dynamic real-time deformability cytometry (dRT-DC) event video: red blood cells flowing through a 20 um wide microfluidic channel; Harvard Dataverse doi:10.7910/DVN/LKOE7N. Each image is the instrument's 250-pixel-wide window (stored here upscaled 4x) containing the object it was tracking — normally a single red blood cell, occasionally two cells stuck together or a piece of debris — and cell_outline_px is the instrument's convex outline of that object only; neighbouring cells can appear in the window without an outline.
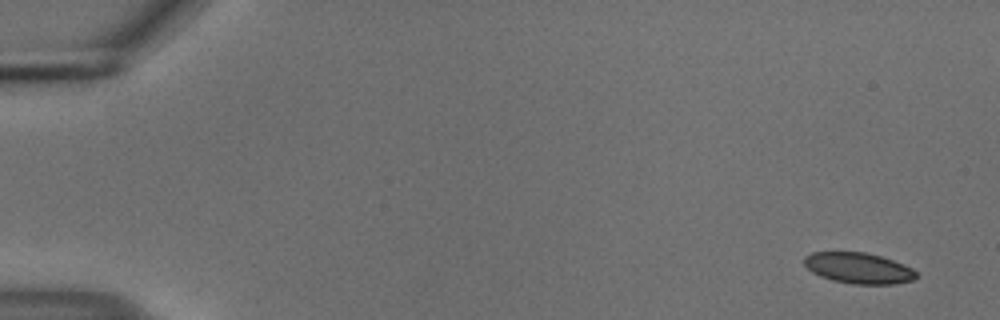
{"species": "common noctule bat (a hibernating species)", "species_latin": "Nyctalus noctula", "temperature_condition": "cold", "stored_images_in_passage": 53, "camera_frame_rate_fps": 3000, "um_per_image_px": 0.085, "animal": {"sex": "male", "body_mass_g": 18.8}, "frame": {"image": 1, "passage_image": 1, "time_ms": 0.0, "image_size_px": [1000, 320], "cell_outline_px": [[920, 276], [912, 280], [892, 284], [852, 284], [832, 280], [820, 276], [812, 272], [804, 264], [804, 256], [812, 252], [864, 252], [880, 256], [892, 260], [912, 268]], "centroid_in_image_um": [72.97, 22.79], "position_along_channel_um": 12.0, "area_um2": 20.11}}
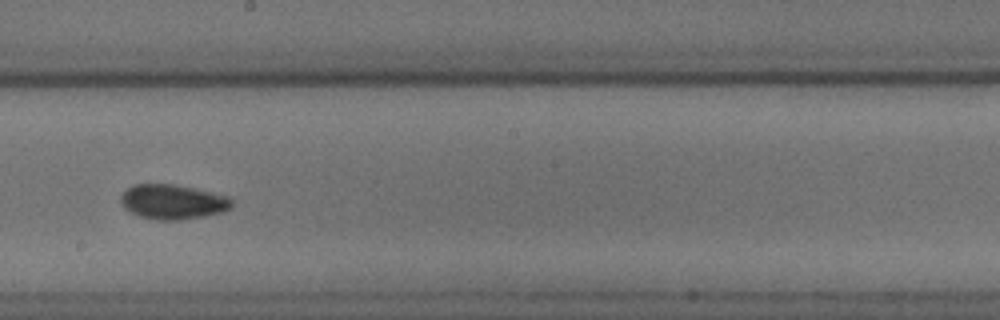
{"frame": {"image": 2, "passage_image": 30, "time_ms": 9.667, "image_size_px": [1000, 320], "cell_outline_px": [[236, 200], [232, 208], [224, 212], [204, 216], [180, 220], [156, 220], [140, 216], [128, 212], [120, 204], [120, 196], [132, 184], [172, 184], [192, 188], [228, 196]], "centroid_in_image_um": [14.7, 17.17], "position_along_channel_um": 233.5, "area_um2": 22.77}}
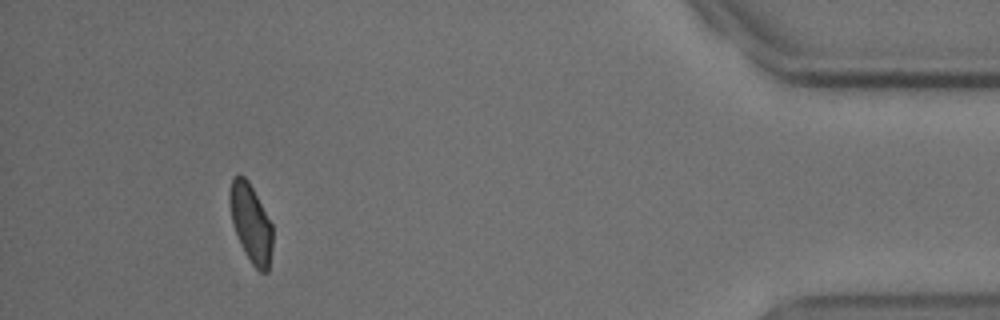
{"frame": {"image": 3, "passage_image": 49, "time_ms": 16.0, "image_size_px": [1000, 320], "cell_outline_px": [[272, 248], [268, 272], [260, 272], [252, 264], [244, 252], [236, 232], [232, 220], [228, 200], [228, 192], [232, 176], [244, 176], [248, 180], [272, 224]], "centroid_in_image_um": [21.31, 18.95], "position_along_channel_um": 413.9, "area_um2": 19.48}, "authors_computed_cell_mechanics": {"area_um2": 21.0392, "velocity_mm_per_s": 3.7203, "shape_relaxation_time_tau1_ms": 5.8912, "shape_relaxation_time_tau2_ms": 1.8885, "deformation_change_tau1": 0.1086, "deformation_change_tau2": 0.0512}}